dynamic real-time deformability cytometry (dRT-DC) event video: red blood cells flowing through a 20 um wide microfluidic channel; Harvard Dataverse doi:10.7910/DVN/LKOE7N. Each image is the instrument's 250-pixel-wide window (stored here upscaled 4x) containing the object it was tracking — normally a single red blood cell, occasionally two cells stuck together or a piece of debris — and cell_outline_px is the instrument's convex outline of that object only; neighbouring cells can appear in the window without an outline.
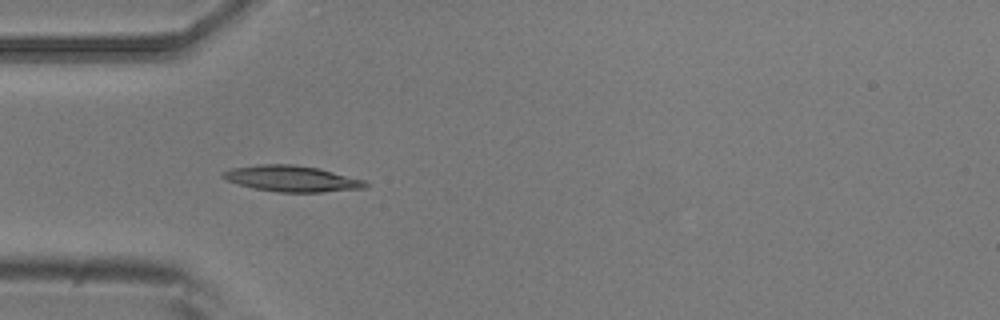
{"species": "common noctule bat (a hibernating species)", "species_latin": "Nyctalus noctula", "temperature_condition": "room temperature", "stored_images_in_passage": 4, "camera_frame_rate_fps": 3000, "um_per_image_px": 0.085, "animal": {"sex": "male", "body_mass_g": 20.5, "forearm_length_mm": 52.5}, "frame": {"image": 1, "passage_image": 3, "time_ms": 0.667, "image_size_px": [1000, 320], "cell_outline_px": [[368, 188], [320, 192], [276, 192], [252, 188], [228, 180], [220, 176], [220, 172], [232, 168], [256, 164], [292, 164], [320, 168], [364, 180], [368, 184]], "centroid_in_image_um": [24.79, 15.18], "position_along_channel_um": 60.2, "area_um2": 21.73}}
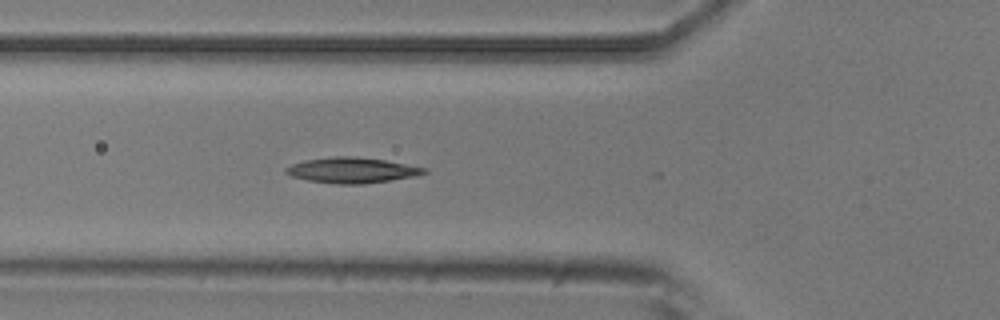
{"frame": {"image": 2, "passage_image": 4, "time_ms": 1.0, "image_size_px": [1000, 320], "cell_outline_px": [[428, 172], [416, 176], [364, 184], [336, 184], [308, 180], [292, 176], [284, 172], [284, 168], [292, 164], [304, 160], [332, 156], [356, 156], [384, 160], [428, 168]], "centroid_in_image_um": [29.91, 14.46], "position_along_channel_um": 95.9, "area_um2": 20.63}}